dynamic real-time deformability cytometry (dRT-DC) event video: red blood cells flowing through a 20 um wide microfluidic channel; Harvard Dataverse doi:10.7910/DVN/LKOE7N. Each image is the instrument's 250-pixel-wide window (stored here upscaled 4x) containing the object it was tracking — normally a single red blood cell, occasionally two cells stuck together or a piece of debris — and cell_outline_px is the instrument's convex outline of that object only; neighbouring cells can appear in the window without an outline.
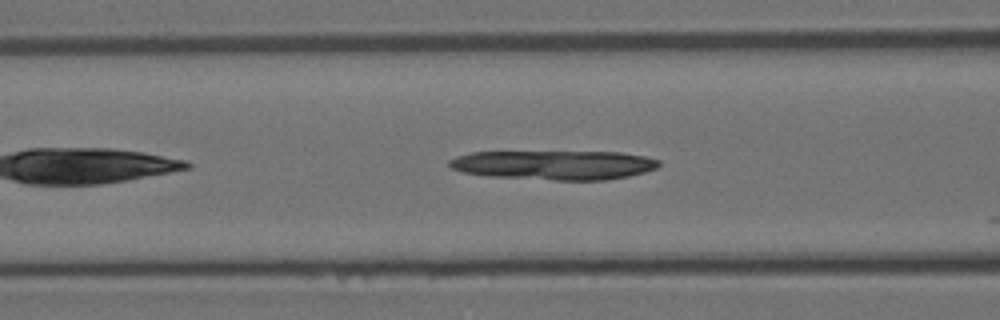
{"species": "Egyptian fruit bat (a non-hibernating species)", "species_latin": "Rousettus aegyptiacus", "temperature_condition": "room temperature", "stored_images_in_passage": 6, "camera_frame_rate_fps": 3000, "um_per_image_px": 0.085, "animal": {"sex": "female"}, "frame": {"image": 1, "passage_image": 5, "time_ms": 1.333, "image_size_px": [1000, 320], "cell_outline_px": [[660, 164], [656, 168], [644, 172], [628, 176], [608, 180], [556, 180], [488, 176], [464, 172], [452, 168], [448, 164], [448, 160], [456, 156], [472, 152], [620, 152], [648, 156], [660, 160]], "centroid_in_image_um": [47.13, 14.02], "position_along_channel_um": 119.5, "area_um2": 35.84}}